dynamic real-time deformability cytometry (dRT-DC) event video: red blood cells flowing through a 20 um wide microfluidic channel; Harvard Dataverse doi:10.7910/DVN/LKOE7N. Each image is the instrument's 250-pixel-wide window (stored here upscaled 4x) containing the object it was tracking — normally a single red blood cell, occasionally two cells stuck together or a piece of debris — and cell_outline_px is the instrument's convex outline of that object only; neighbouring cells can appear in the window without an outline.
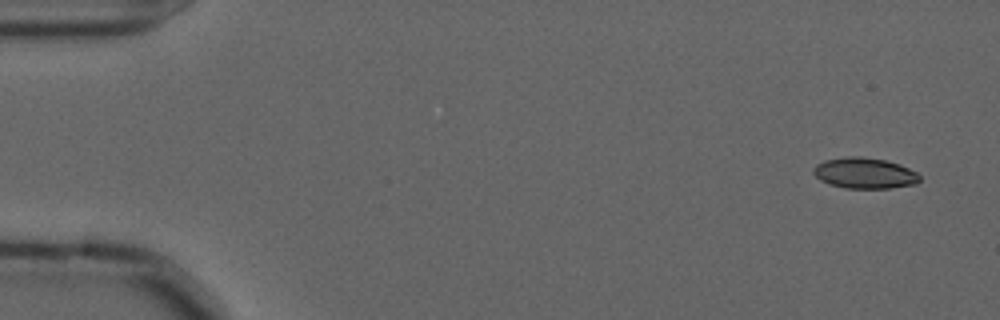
{"species": "common noctule bat (a hibernating species)", "species_latin": "Nyctalus noctula", "temperature_condition": "cold", "stored_images_in_passage": 54, "camera_frame_rate_fps": 3000, "um_per_image_px": 0.085, "animal": {"sex": "male", "forearm_length_mm": 52.5}, "frame": {"image": 1, "passage_image": 1, "time_ms": 0.0, "image_size_px": [1000, 320], "cell_outline_px": [[920, 180], [916, 184], [888, 188], [844, 188], [828, 184], [820, 180], [812, 172], [812, 168], [816, 164], [824, 160], [848, 156], [864, 156], [884, 160], [900, 164], [916, 172], [920, 176]], "centroid_in_image_um": [73.46, 14.71], "position_along_channel_um": 11.5, "area_um2": 19.25}}
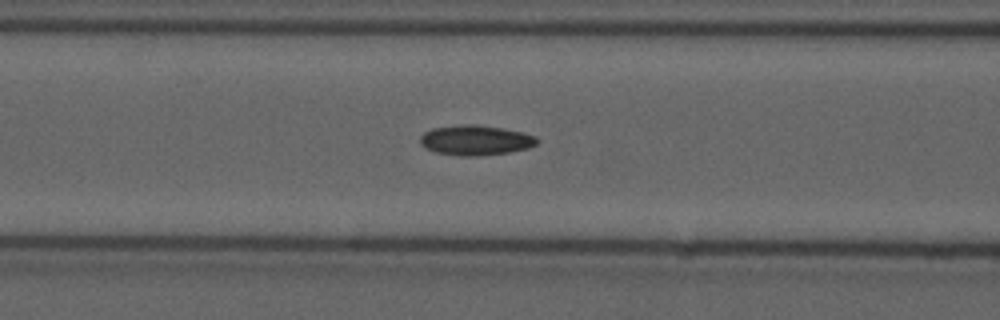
{"frame": {"image": 2, "passage_image": 21, "time_ms": 6.667, "image_size_px": [1000, 320], "cell_outline_px": [[540, 140], [536, 144], [528, 148], [508, 152], [480, 156], [460, 156], [436, 152], [424, 148], [420, 144], [420, 136], [424, 132], [432, 128], [464, 124], [472, 124], [500, 128], [520, 132], [536, 136]], "centroid_in_image_um": [40.39, 11.92], "position_along_channel_um": 126.2, "area_um2": 20.4}}
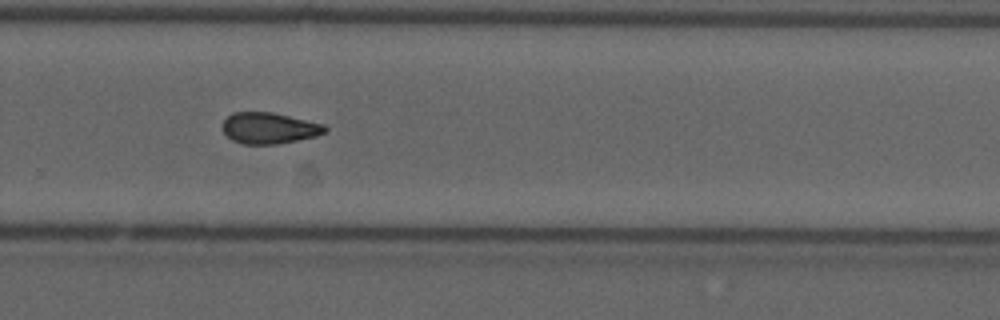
{"frame": {"image": 3, "passage_image": 36, "time_ms": 11.667, "image_size_px": [1000, 320], "cell_outline_px": [[328, 132], [316, 136], [276, 144], [244, 144], [232, 140], [224, 132], [220, 124], [232, 112], [272, 112], [324, 124], [328, 128]], "centroid_in_image_um": [22.87, 10.88], "position_along_channel_um": 306.9, "area_um2": 18.67}, "authors_computed_cell_mechanics": {"area_um2": 18.9584, "velocity_mm_per_s": 3.6243, "shape_relaxation_time_tau1_ms": null, "shape_relaxation_time_tau2_ms": 4.7662, "deformation_change_tau1": null, "deformation_change_tau2": 0.0978}}